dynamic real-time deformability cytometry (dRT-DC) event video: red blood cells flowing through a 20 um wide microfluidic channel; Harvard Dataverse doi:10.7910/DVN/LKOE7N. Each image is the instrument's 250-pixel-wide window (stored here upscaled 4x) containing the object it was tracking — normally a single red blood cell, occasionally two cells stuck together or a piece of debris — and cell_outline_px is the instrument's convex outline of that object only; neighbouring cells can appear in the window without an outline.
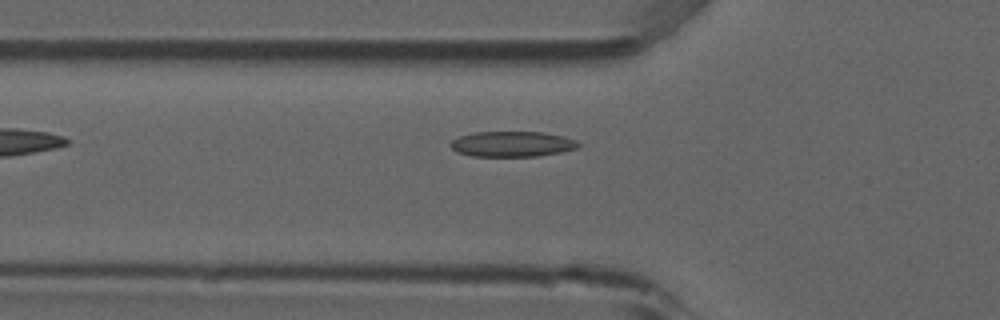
{"species": "common noctule bat (a hibernating species)", "species_latin": "Nyctalus noctula", "temperature_condition": "room temperature", "stored_images_in_passage": 3, "camera_frame_rate_fps": 3000, "um_per_image_px": 0.085, "animal": {"sex": "male", "forearm_length_mm": 52.5}, "frame": {"image": 1, "passage_image": 3, "time_ms": 0.667, "image_size_px": [1000, 320], "cell_outline_px": [[580, 144], [576, 148], [560, 152], [536, 156], [472, 156], [456, 152], [448, 144], [452, 140], [460, 136], [476, 132], [544, 132], [564, 136], [576, 140]], "centroid_in_image_um": [43.51, 12.24], "position_along_channel_um": 82.3, "area_um2": 18.9}}